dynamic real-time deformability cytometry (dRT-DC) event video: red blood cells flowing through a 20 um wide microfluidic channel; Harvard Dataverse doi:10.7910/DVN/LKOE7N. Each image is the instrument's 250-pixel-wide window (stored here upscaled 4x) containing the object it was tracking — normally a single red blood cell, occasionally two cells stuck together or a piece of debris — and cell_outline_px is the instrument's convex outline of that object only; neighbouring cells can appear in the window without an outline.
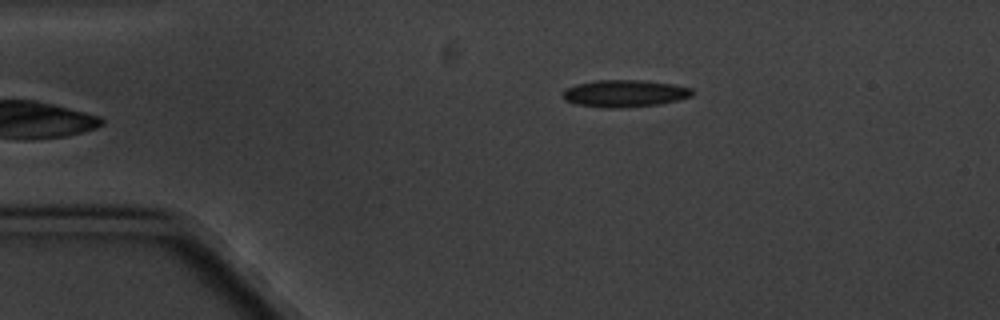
{"species": "common noctule bat (a hibernating species)", "species_latin": "Nyctalus noctula", "temperature_condition": "cold", "stored_images_in_passage": 7, "camera_frame_rate_fps": 3000, "um_per_image_px": 0.085, "animal": {"sex": "male", "body_mass_g": 20.1, "forearm_length_mm": 53.5}, "frame": {"image": 1, "passage_image": 7, "time_ms": 6.667, "image_size_px": [1000, 320], "cell_outline_px": [[696, 92], [692, 96], [660, 104], [620, 108], [604, 108], [576, 104], [564, 100], [564, 92], [568, 88], [576, 84], [596, 80], [640, 80], [672, 84], [692, 88]], "centroid_in_image_um": [53.12, 7.94], "position_along_channel_um": 31.9, "area_um2": 20.4}}